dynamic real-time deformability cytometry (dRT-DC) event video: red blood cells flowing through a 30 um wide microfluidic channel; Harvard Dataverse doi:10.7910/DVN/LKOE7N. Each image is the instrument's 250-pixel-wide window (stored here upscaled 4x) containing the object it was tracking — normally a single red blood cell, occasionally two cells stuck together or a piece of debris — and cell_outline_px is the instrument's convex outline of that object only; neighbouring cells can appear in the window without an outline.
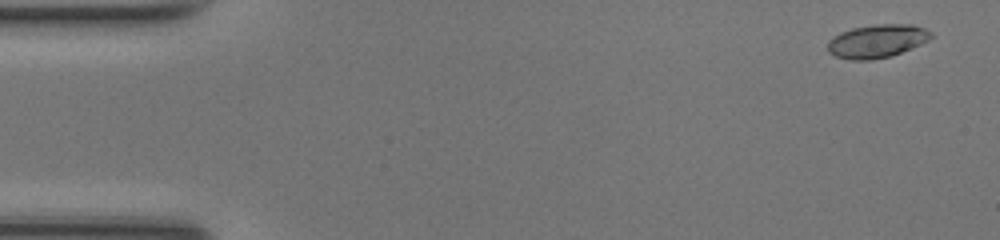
{"species": "common noctule bat (a hibernating species)", "species_latin": "Nyctalus noctula", "temperature_condition": "room temperature", "stored_images_in_passage": 50, "camera_frame_rate_fps": 3000, "um_per_image_px": 0.085, "animal": {"sex": "female", "body_mass_g": 17.0, "forearm_length_mm": 48.0}, "frame": {"image": 1, "passage_image": 3, "time_ms": 0.667, "image_size_px": [1000, 240], "cell_outline_px": [[932, 36], [928, 40], [920, 44], [900, 52], [888, 56], [868, 60], [852, 60], [836, 56], [828, 52], [828, 40], [840, 32], [852, 28], [876, 24], [912, 24], [924, 28], [932, 32]], "centroid_in_image_um": [74.52, 3.48], "position_along_channel_um": 10.5, "area_um2": 19.83}}
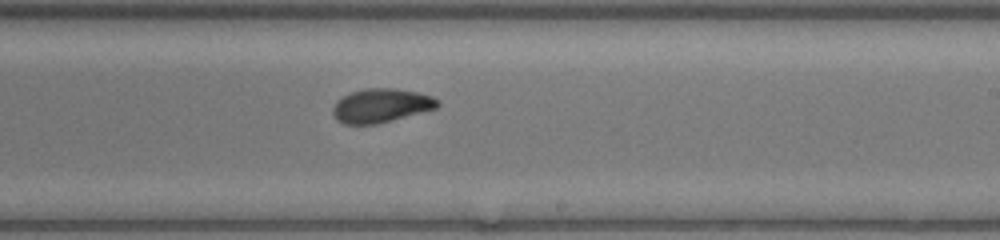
{"frame": {"image": 2, "passage_image": 30, "time_ms": 9.667, "image_size_px": [1000, 240], "cell_outline_px": [[440, 104], [436, 108], [376, 124], [344, 124], [336, 120], [332, 112], [332, 108], [336, 100], [352, 92], [368, 88], [396, 88], [416, 92], [432, 96], [440, 100]], "centroid_in_image_um": [32.37, 8.97], "position_along_channel_um": 256.6, "area_um2": 20.58}}
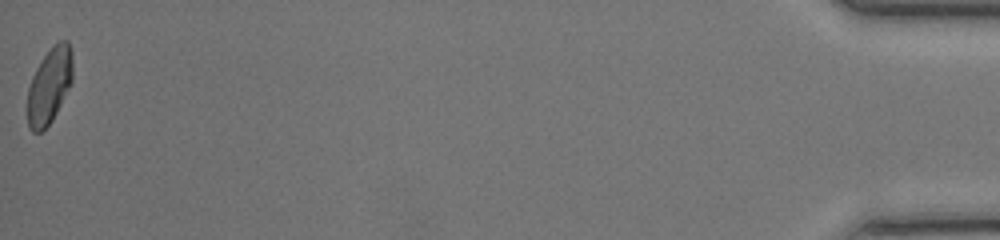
{"frame": {"image": 3, "passage_image": 50, "time_ms": 16.333, "image_size_px": [1000, 240], "cell_outline_px": [[72, 80], [52, 120], [40, 132], [32, 132], [28, 128], [28, 88], [32, 76], [36, 68], [44, 56], [60, 40], [68, 40], [72, 52]], "centroid_in_image_um": [4.19, 7.28], "position_along_channel_um": 431.0, "area_um2": 19.54}, "authors_computed_cell_mechanics": {"area_um2": 20.4323, "velocity_mm_per_s": 4.224, "shape_relaxation_time_tau1_ms": 3.4429, "shape_relaxation_time_tau2_ms": 1.0886, "deformation_change_tau1": 0.1563, "deformation_change_tau2": 0.0506}}